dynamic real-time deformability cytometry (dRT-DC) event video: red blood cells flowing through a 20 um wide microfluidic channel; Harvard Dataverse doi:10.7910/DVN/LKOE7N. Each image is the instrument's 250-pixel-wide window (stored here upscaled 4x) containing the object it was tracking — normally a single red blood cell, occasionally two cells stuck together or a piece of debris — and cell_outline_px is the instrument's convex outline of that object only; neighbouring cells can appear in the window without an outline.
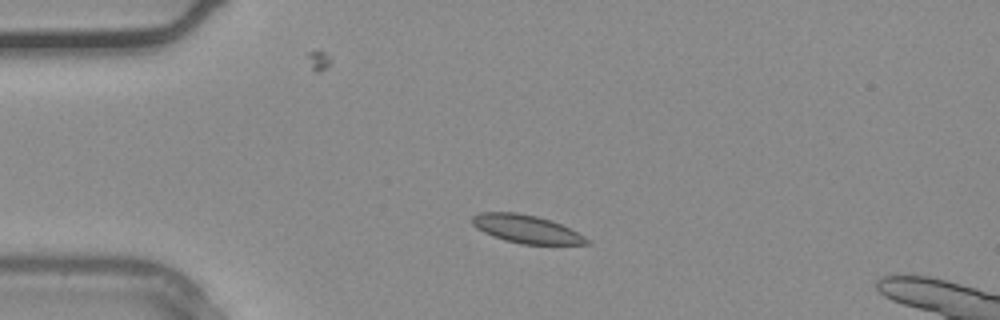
{"species": "common noctule bat (a hibernating species)", "species_latin": "Nyctalus noctula", "temperature_condition": "warm", "stored_images_in_passage": 35, "camera_frame_rate_fps": 3000, "um_per_image_px": 0.085, "animal": {"sex": "male", "body_mass_g": 20.4}, "frame": {"image": 1, "passage_image": 6, "time_ms": 1.667, "image_size_px": [1000, 320], "cell_outline_px": [[592, 244], [520, 244], [504, 240], [492, 236], [476, 228], [472, 224], [472, 216], [480, 212], [516, 212], [536, 216], [552, 220], [592, 240]], "centroid_in_image_um": [44.73, 19.47], "position_along_channel_um": 40.3, "area_um2": 18.79}}
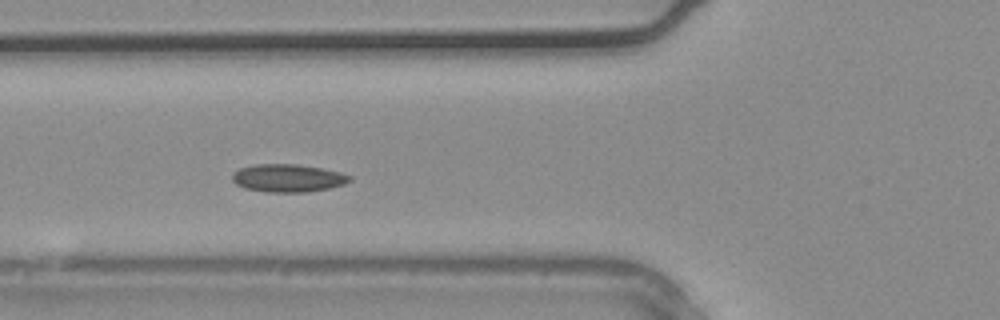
{"frame": {"image": 2, "passage_image": 11, "time_ms": 3.333, "image_size_px": [1000, 320], "cell_outline_px": [[352, 180], [344, 184], [328, 188], [308, 192], [268, 192], [244, 188], [236, 184], [232, 180], [232, 172], [240, 168], [256, 164], [296, 164], [320, 168], [340, 172], [352, 176]], "centroid_in_image_um": [24.46, 15.14], "position_along_channel_um": 101.3, "area_um2": 19.07}}